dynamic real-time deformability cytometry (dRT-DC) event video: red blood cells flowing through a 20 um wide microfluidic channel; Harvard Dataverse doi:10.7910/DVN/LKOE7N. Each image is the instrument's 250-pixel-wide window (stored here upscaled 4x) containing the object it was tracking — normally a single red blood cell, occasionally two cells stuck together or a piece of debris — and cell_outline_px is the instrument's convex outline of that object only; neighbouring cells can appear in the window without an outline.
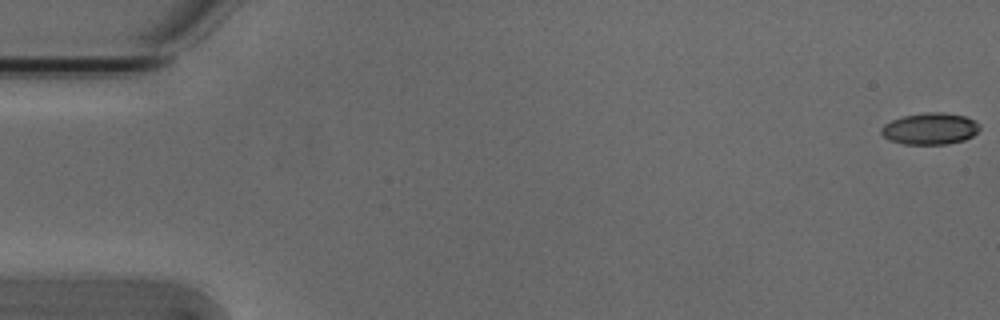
{"species": "Egyptian fruit bat (a non-hibernating species)", "species_latin": "Rousettus aegyptiacus", "temperature_condition": "cold", "stored_images_in_passage": 54, "camera_frame_rate_fps": 3000, "um_per_image_px": 0.085, "animal": {"sex": "male"}, "frame": {"image": 1, "passage_image": 1, "time_ms": 0.0, "image_size_px": [1000, 320], "cell_outline_px": [[980, 128], [972, 136], [964, 140], [948, 144], [904, 144], [888, 140], [880, 132], [880, 128], [884, 124], [892, 120], [904, 116], [928, 112], [944, 112], [964, 116], [980, 124]], "centroid_in_image_um": [79.04, 10.94], "position_along_channel_um": 6.0, "area_um2": 18.09}}
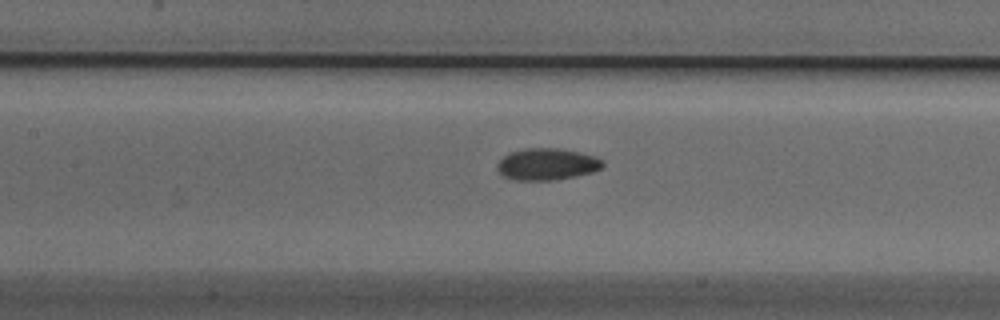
{"frame": {"image": 2, "passage_image": 25, "time_ms": 8.0, "image_size_px": [1000, 320], "cell_outline_px": [[604, 164], [600, 168], [592, 172], [576, 176], [556, 180], [516, 180], [504, 176], [496, 168], [496, 164], [504, 156], [512, 152], [524, 148], [556, 148], [596, 156]], "centroid_in_image_um": [46.47, 13.96], "position_along_channel_um": 160.9, "area_um2": 19.31}}
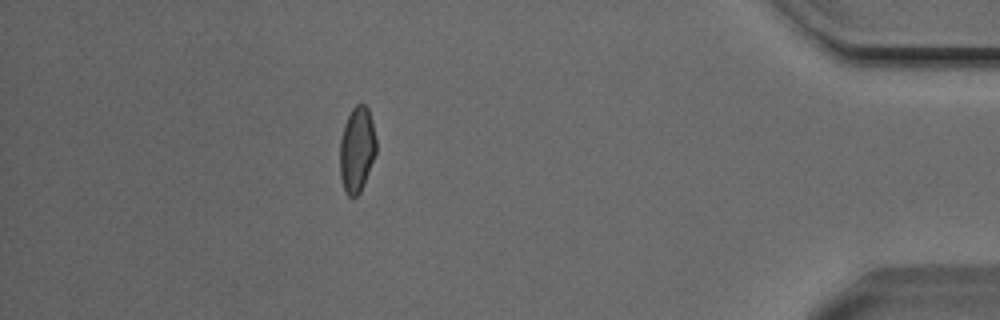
{"frame": {"image": 3, "passage_image": 48, "time_ms": 15.667, "image_size_px": [1000, 320], "cell_outline_px": [[376, 152], [364, 184], [360, 192], [356, 196], [348, 196], [344, 188], [340, 176], [340, 140], [344, 124], [352, 108], [356, 104], [364, 104], [368, 108], [372, 120], [376, 140]], "centroid_in_image_um": [30.33, 12.69], "position_along_channel_um": 404.9, "area_um2": 18.03}, "authors_computed_cell_mechanics": {"area_um2": 18.5538, "velocity_mm_per_s": 3.8397, "shape_relaxation_time_tau1_ms": 9.0042, "shape_relaxation_time_tau2_ms": 3.4999, "deformation_change_tau1": 0.176, "deformation_change_tau2": 0.0733}}